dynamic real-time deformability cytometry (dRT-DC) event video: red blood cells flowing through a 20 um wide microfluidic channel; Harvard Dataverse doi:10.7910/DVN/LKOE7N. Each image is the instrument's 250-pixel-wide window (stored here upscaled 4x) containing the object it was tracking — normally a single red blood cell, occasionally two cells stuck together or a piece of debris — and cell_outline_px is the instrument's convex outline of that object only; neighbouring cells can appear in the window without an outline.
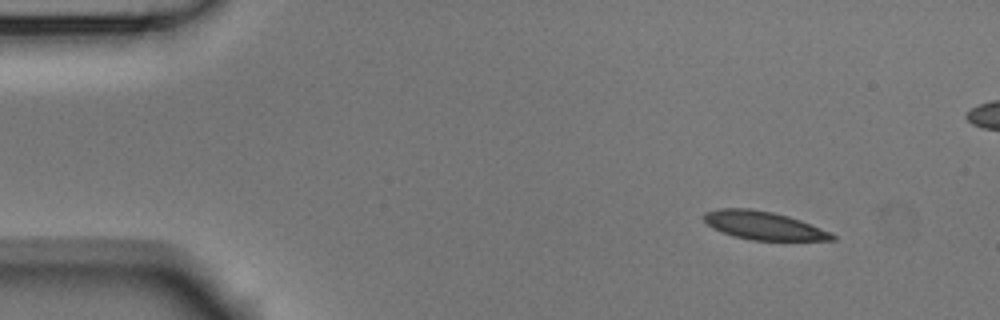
{"species": "Egyptian fruit bat (a non-hibernating species)", "species_latin": "Rousettus aegyptiacus", "temperature_condition": "room temperature", "stored_images_in_passage": 4, "camera_frame_rate_fps": 3000, "um_per_image_px": 0.085, "animal": {"sex": "male"}, "frame": {"image": 1, "passage_image": 1, "time_ms": 0.0, "image_size_px": [1000, 320], "cell_outline_px": [[836, 240], [752, 240], [736, 236], [712, 228], [704, 220], [704, 212], [716, 208], [752, 208], [772, 212], [788, 216], [800, 220], [828, 232], [836, 236]], "centroid_in_image_um": [64.86, 19.15], "position_along_channel_um": 20.1, "area_um2": 20.81}}